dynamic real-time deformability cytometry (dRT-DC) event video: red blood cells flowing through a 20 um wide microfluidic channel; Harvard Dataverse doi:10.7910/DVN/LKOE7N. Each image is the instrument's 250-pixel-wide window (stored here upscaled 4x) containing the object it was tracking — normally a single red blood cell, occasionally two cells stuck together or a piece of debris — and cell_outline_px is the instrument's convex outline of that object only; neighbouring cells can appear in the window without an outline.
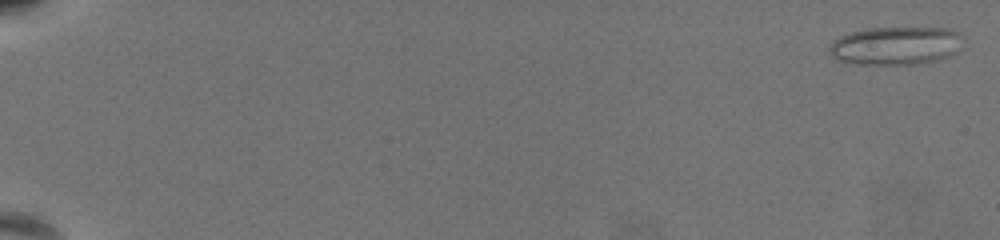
{"species": "common noctule bat (a hibernating species)", "species_latin": "Nyctalus noctula", "temperature_condition": "warm", "stored_images_in_passage": 70, "camera_frame_rate_fps": 3000, "um_per_image_px": 0.085, "animal": {"sex": "female", "body_mass_g": 19.5, "forearm_length_mm": 54.1}, "frame": {"image": 1, "passage_image": 1, "time_ms": 0.0, "image_size_px": [1000, 240], "cell_outline_px": [[960, 36], [952, 52], [948, 56], [936, 60], [912, 64], [860, 64], [836, 60], [828, 52], [828, 48], [840, 36], [852, 32], [868, 28], [948, 28], [956, 32]], "centroid_in_image_um": [76.02, 3.88], "position_along_channel_um": 9.0, "area_um2": 28.96}}
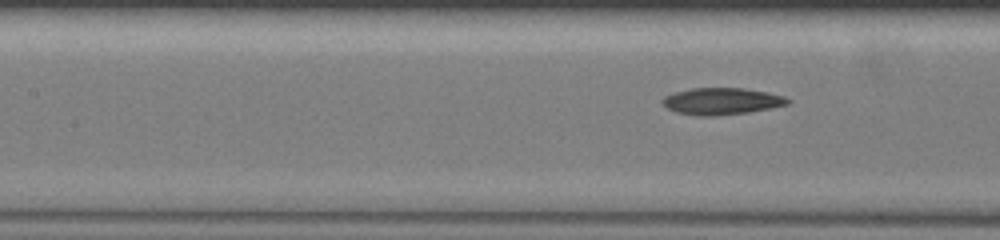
{"frame": {"image": 2, "passage_image": 35, "time_ms": 11.333, "image_size_px": [1000, 240], "cell_outline_px": [[792, 100], [788, 104], [772, 108], [748, 112], [712, 116], [696, 116], [676, 112], [668, 108], [660, 100], [664, 96], [676, 92], [692, 88], [744, 88], [784, 96]], "centroid_in_image_um": [61.34, 8.61], "position_along_channel_um": 146.1, "area_um2": 19.48}}
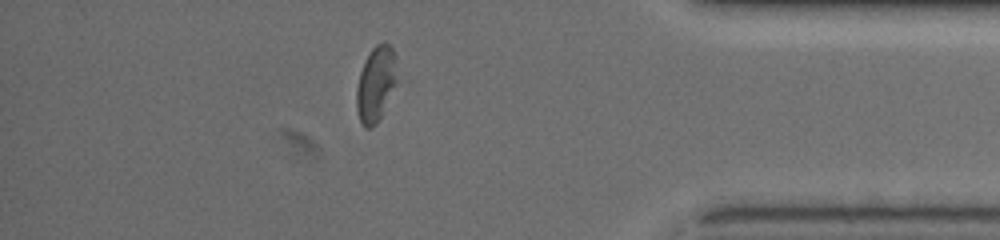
{"frame": {"image": 3, "passage_image": 62, "time_ms": 20.333, "image_size_px": [1000, 240], "cell_outline_px": [[400, 80], [376, 124], [372, 128], [364, 128], [360, 120], [356, 108], [356, 88], [360, 72], [364, 60], [372, 48], [376, 44], [384, 40], [392, 48], [396, 56]], "centroid_in_image_um": [31.99, 7.1], "position_along_channel_um": 403.2, "area_um2": 18.5}, "authors_computed_cell_mechanics": {"area_um2": 20.4901, "velocity_mm_per_s": 3.1175, "shape_relaxation_time_tau1_ms": null, "shape_relaxation_time_tau2_ms": 4.7603, "deformation_change_tau1": null, "deformation_change_tau2": 0.133}}